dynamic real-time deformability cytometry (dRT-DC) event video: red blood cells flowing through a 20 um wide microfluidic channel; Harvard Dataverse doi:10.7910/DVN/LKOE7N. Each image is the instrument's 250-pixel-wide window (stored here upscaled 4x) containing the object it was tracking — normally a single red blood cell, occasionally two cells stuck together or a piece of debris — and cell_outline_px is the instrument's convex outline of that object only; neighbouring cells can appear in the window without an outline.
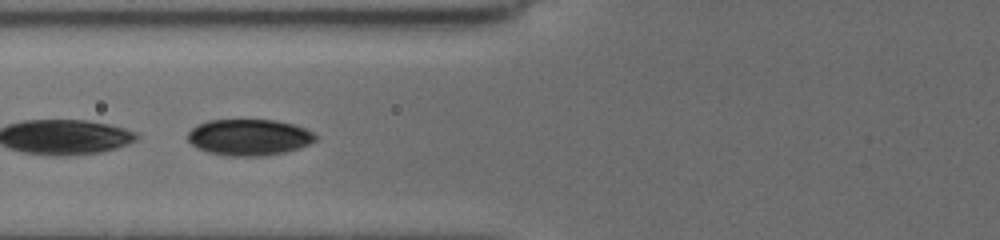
{"species": "common noctule bat (a hibernating species)", "species_latin": "Nyctalus noctula", "temperature_condition": "cold", "stored_images_in_passage": 21, "camera_frame_rate_fps": 3000, "um_per_image_px": 0.085, "animal": {"sex": "female", "body_mass_g": 19.5, "forearm_length_mm": 54.1}, "frame": {"image": 1, "passage_image": 16, "time_ms": 7.0, "image_size_px": [1000, 240], "cell_outline_px": [[316, 140], [300, 148], [284, 152], [264, 156], [228, 156], [208, 152], [196, 148], [188, 140], [188, 132], [196, 124], [208, 120], [276, 120], [292, 124], [304, 128], [312, 132], [316, 136]], "centroid_in_image_um": [21.14, 11.67], "position_along_channel_um": 104.7, "area_um2": 27.05}}
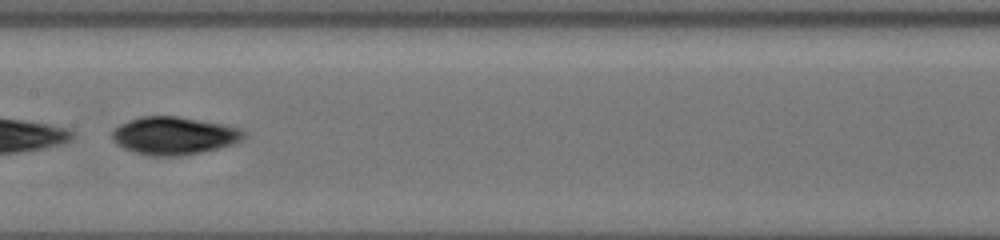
{"frame": {"image": 2, "passage_image": 20, "time_ms": 9.333, "image_size_px": [1000, 240], "cell_outline_px": [[248, 132], [236, 144], [200, 152], [180, 156], [148, 156], [132, 152], [116, 144], [112, 140], [112, 132], [120, 124], [140, 116], [180, 116], [224, 124], [240, 128]], "centroid_in_image_um": [14.8, 11.53], "position_along_channel_um": 192.6, "area_um2": 29.3}}